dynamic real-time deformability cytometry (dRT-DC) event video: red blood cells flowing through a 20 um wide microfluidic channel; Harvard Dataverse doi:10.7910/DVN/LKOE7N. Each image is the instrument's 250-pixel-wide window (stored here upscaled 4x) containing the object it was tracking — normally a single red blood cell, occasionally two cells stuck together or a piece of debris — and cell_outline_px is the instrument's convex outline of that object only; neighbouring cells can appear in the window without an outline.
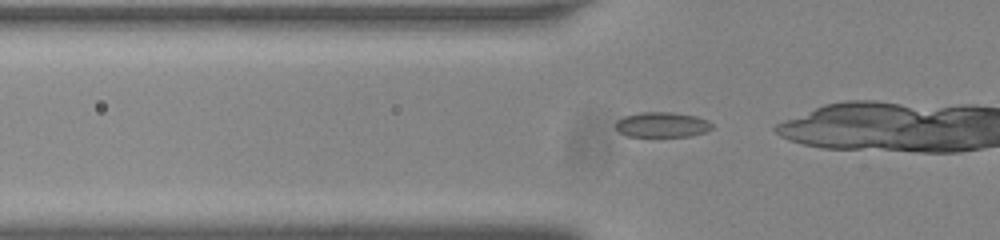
{"species": "common noctule bat (a hibernating species)", "species_latin": "Nyctalus noctula", "temperature_condition": "room temperature", "stored_images_in_passage": 39, "camera_frame_rate_fps": 3000, "um_per_image_px": 0.085, "animal": {"sex": "male", "body_mass_g": 20.0, "forearm_length_mm": 53.3}, "frame": {"image": 1, "passage_image": 14, "time_ms": 4.333, "image_size_px": [1000, 240], "cell_outline_px": [[712, 128], [704, 132], [688, 136], [628, 136], [620, 132], [616, 128], [616, 120], [624, 116], [640, 112], [672, 112], [696, 116], [708, 120], [712, 124]], "centroid_in_image_um": [56.26, 10.59], "position_along_channel_um": 69.5, "area_um2": 14.05}}
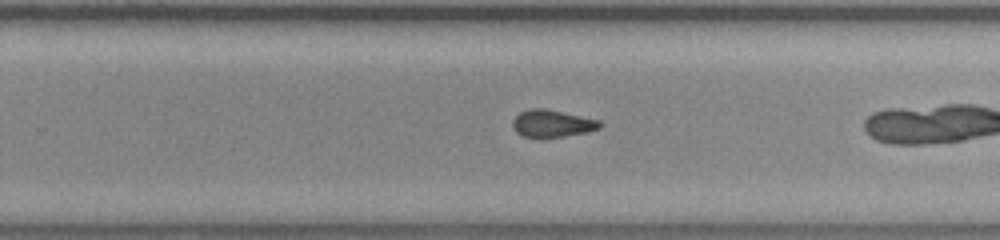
{"frame": {"image": 2, "passage_image": 31, "time_ms": 10.0, "image_size_px": [1000, 240], "cell_outline_px": [[604, 124], [600, 128], [588, 132], [564, 136], [524, 136], [516, 132], [512, 128], [512, 120], [520, 112], [532, 108], [548, 108], [600, 120]], "centroid_in_image_um": [46.97, 10.47], "position_along_channel_um": 282.8, "area_um2": 13.87}}
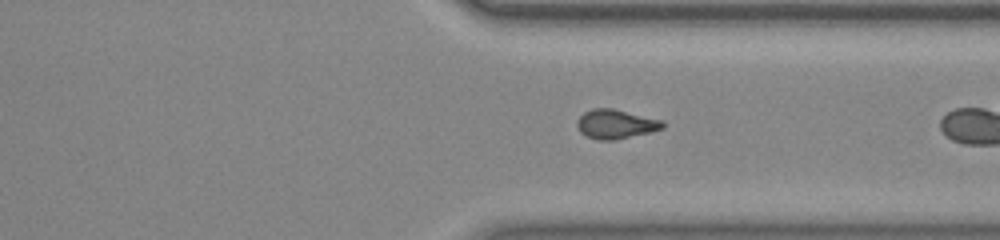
{"frame": {"image": 3, "passage_image": 37, "time_ms": 12.0, "image_size_px": [1000, 240], "cell_outline_px": [[664, 128], [652, 132], [616, 140], [596, 140], [580, 132], [576, 124], [580, 116], [584, 112], [592, 108], [612, 108], [664, 120]], "centroid_in_image_um": [52.36, 10.55], "position_along_channel_um": 359.0, "area_um2": 14.74}}